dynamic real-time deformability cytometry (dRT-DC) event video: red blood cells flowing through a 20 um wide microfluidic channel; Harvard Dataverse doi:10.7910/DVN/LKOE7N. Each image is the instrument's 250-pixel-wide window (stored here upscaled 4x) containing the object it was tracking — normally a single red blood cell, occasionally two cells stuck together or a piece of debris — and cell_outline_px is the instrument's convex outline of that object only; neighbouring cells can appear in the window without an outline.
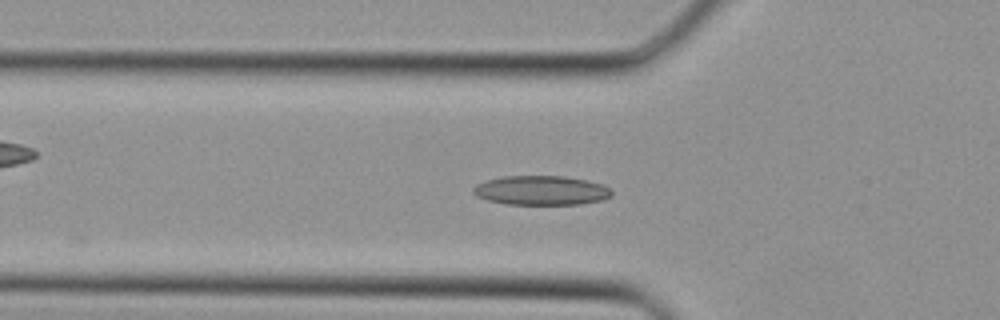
{"species": "Egyptian fruit bat (a non-hibernating species)", "species_latin": "Rousettus aegyptiacus", "temperature_condition": "cold", "stored_images_in_passage": 18, "camera_frame_rate_fps": 3000, "um_per_image_px": 0.085, "animal": {"sex": "female"}, "frame": {"image": 1, "passage_image": 2, "time_ms": 0.333, "image_size_px": [1000, 320], "cell_outline_px": [[612, 196], [600, 200], [580, 204], [504, 204], [488, 200], [476, 196], [472, 192], [472, 188], [476, 184], [484, 180], [504, 176], [564, 176], [584, 180], [600, 184], [612, 188]], "centroid_in_image_um": [45.96, 16.18], "position_along_channel_um": 79.8, "area_um2": 23.7}}
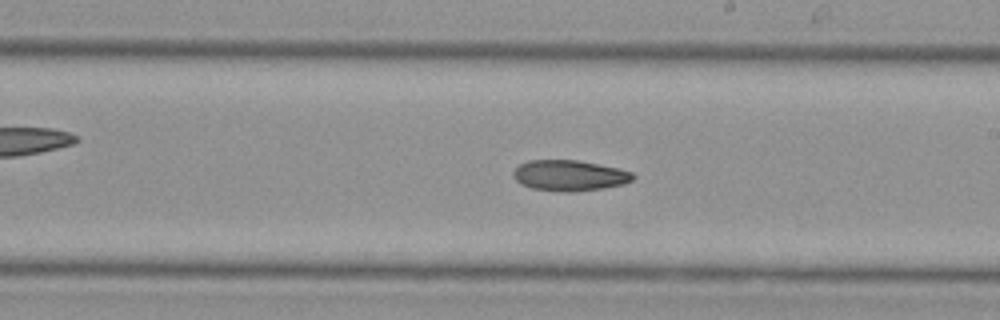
{"frame": {"image": 2, "passage_image": 11, "time_ms": 3.333, "image_size_px": [1000, 320], "cell_outline_px": [[636, 176], [632, 180], [624, 184], [604, 188], [576, 192], [564, 192], [532, 188], [520, 184], [512, 176], [512, 172], [520, 164], [528, 160], [576, 160], [616, 168], [632, 172]], "centroid_in_image_um": [48.39, 14.93], "position_along_channel_um": 240.6, "area_um2": 21.44}}
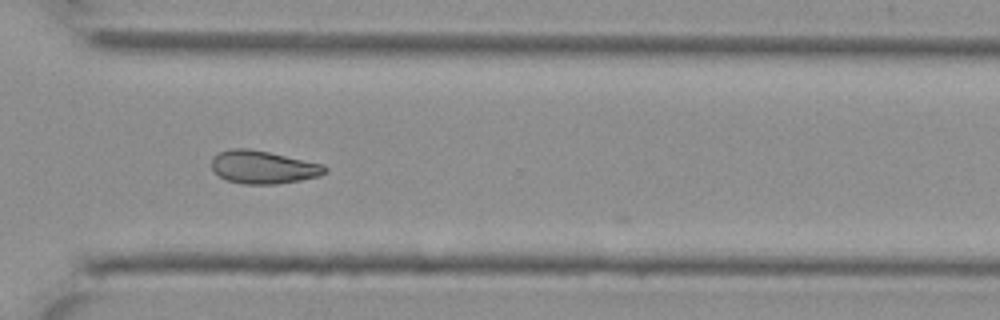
{"frame": {"image": 3, "passage_image": 17, "time_ms": 5.333, "image_size_px": [1000, 320], "cell_outline_px": [[328, 168], [320, 176], [300, 180], [276, 184], [244, 184], [228, 180], [220, 176], [212, 168], [212, 160], [220, 152], [232, 148], [248, 148], [268, 152], [324, 164]], "centroid_in_image_um": [22.4, 14.21], "position_along_channel_um": 348.2, "area_um2": 21.5}}